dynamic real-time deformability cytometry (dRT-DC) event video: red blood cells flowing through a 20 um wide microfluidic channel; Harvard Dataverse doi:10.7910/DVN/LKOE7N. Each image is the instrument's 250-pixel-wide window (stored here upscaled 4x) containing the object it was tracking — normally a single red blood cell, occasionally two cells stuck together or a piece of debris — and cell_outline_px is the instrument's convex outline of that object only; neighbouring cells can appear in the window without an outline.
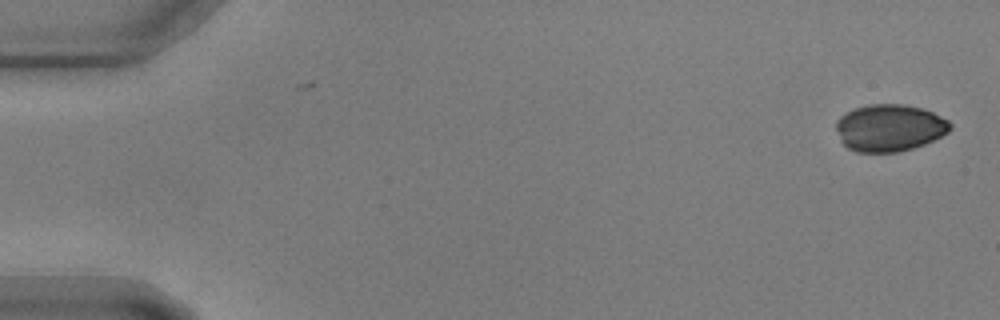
{"species": "common noctule bat (a hibernating species)", "species_latin": "Nyctalus noctula", "temperature_condition": "warm", "stored_images_in_passage": 14, "camera_frame_rate_fps": 3000, "um_per_image_px": 0.085, "animal": {"sex": "male", "body_mass_g": 17.9, "forearm_length_mm": 54.2}, "frame": {"image": 1, "passage_image": 1, "time_ms": 0.0, "image_size_px": [1000, 320], "cell_outline_px": [[952, 128], [948, 132], [924, 144], [900, 152], [856, 152], [848, 148], [840, 140], [836, 128], [836, 120], [840, 116], [856, 108], [868, 104], [904, 104], [924, 108], [948, 120], [952, 124]], "centroid_in_image_um": [75.61, 10.86], "position_along_channel_um": 9.4, "area_um2": 31.33}}
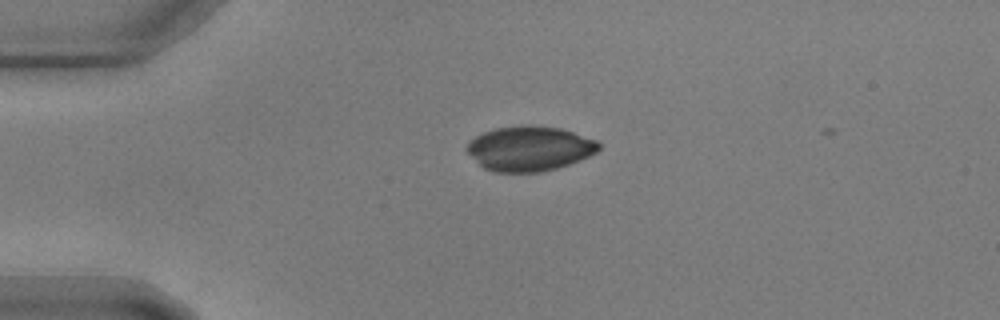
{"frame": {"image": 2, "passage_image": 13, "time_ms": 4.0, "image_size_px": [1000, 320], "cell_outline_px": [[600, 148], [596, 152], [580, 160], [556, 168], [540, 172], [496, 172], [484, 168], [464, 148], [476, 136], [484, 132], [496, 128], [520, 124], [528, 124], [560, 128], [596, 140], [600, 144]], "centroid_in_image_um": [45.01, 12.61], "position_along_channel_um": 40.0, "area_um2": 34.28}}